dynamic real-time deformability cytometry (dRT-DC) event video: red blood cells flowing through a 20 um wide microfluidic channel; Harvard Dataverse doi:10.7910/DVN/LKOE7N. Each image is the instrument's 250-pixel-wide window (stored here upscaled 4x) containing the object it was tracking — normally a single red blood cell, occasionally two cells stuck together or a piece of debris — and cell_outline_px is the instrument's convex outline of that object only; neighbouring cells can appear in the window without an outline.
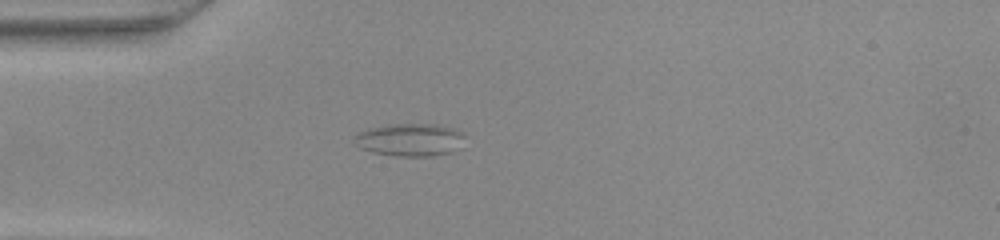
{"species": "common noctule bat (a hibernating species)", "species_latin": "Nyctalus noctula", "temperature_condition": "warm", "stored_images_in_passage": 38, "camera_frame_rate_fps": 3000, "um_per_image_px": 0.085, "animal": {"sex": "female", "body_mass_g": 22.0, "forearm_length_mm": 56.7}, "frame": {"image": 1, "passage_image": 3, "time_ms": 0.667, "image_size_px": [1000, 240], "cell_outline_px": [[464, 136], [460, 148], [452, 152], [432, 156], [396, 156], [372, 152], [360, 148], [356, 144], [352, 136], [368, 128], [388, 124], [436, 124], [456, 128]], "centroid_in_image_um": [34.84, 11.88], "position_along_channel_um": 50.2, "area_um2": 21.27}}
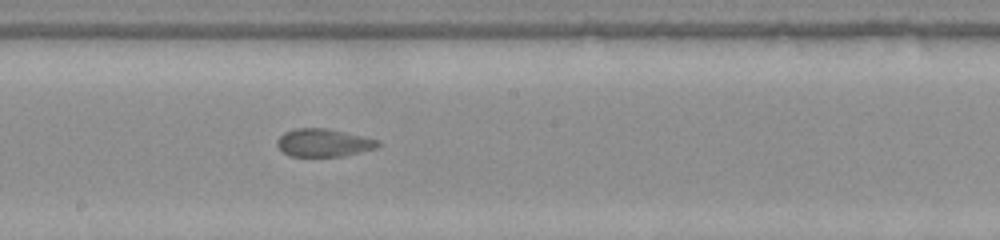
{"frame": {"image": 2, "passage_image": 16, "time_ms": 5.0, "image_size_px": [1000, 240], "cell_outline_px": [[380, 148], [344, 156], [288, 156], [276, 144], [276, 140], [284, 132], [296, 128], [328, 128], [376, 140], [380, 144]], "centroid_in_image_um": [27.5, 12.14], "position_along_channel_um": 220.7, "area_um2": 16.36}}
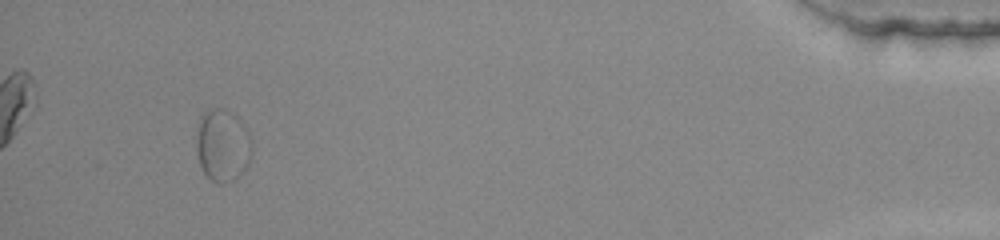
{"frame": {"image": 3, "passage_image": 35, "time_ms": 11.333, "image_size_px": [1000, 240], "cell_outline_px": [[252, 152], [248, 164], [232, 180], [220, 184], [216, 184], [204, 172], [200, 164], [196, 152], [196, 136], [200, 116], [212, 108], [224, 108], [236, 116], [244, 124], [252, 140]], "centroid_in_image_um": [18.92, 12.33], "position_along_channel_um": 416.3, "area_um2": 23.41}}